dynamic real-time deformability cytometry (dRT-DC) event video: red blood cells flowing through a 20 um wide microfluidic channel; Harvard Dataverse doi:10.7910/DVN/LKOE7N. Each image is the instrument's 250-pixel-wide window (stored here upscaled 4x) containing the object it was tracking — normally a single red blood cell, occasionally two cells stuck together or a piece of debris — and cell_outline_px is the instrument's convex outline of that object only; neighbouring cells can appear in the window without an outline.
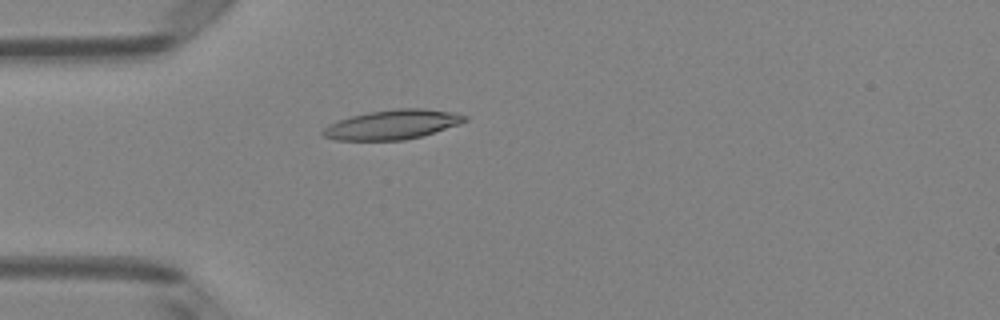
{"species": "Egyptian fruit bat (a non-hibernating species)", "species_latin": "Rousettus aegyptiacus", "temperature_condition": "room temperature", "stored_images_in_passage": 3, "camera_frame_rate_fps": 3000, "um_per_image_px": 0.085, "animal": {"sex": "female"}, "frame": {"image": 1, "passage_image": 3, "time_ms": 0.667, "image_size_px": [1000, 320], "cell_outline_px": [[468, 120], [460, 124], [420, 136], [404, 140], [336, 140], [324, 136], [320, 132], [328, 124], [352, 116], [368, 112], [396, 108], [424, 108], [456, 112], [468, 116]], "centroid_in_image_um": [33.38, 10.57], "position_along_channel_um": 51.6, "area_um2": 24.39}}